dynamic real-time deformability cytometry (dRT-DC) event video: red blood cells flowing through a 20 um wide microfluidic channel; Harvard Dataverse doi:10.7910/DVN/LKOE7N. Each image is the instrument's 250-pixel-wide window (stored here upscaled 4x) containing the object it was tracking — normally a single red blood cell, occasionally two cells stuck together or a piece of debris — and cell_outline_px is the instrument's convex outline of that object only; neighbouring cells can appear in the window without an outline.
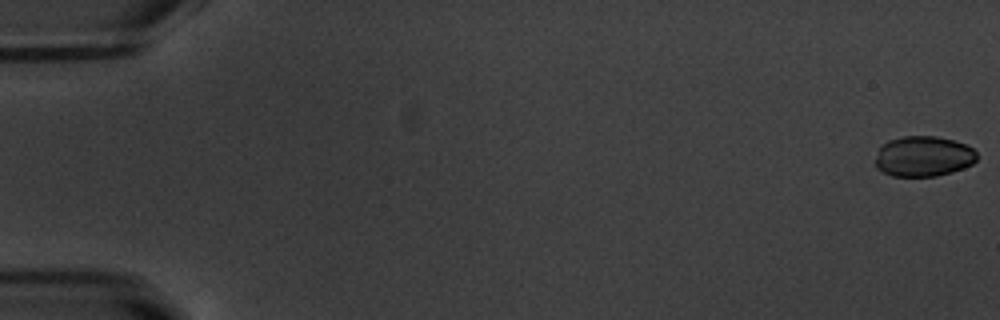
{"species": "common noctule bat (a hibernating species)", "species_latin": "Nyctalus noctula", "temperature_condition": "warm", "stored_images_in_passage": 54, "camera_frame_rate_fps": 3000, "um_per_image_px": 0.085, "animal": {"sex": "male", "body_mass_g": 20.1, "forearm_length_mm": 53.5}, "frame": {"image": 1, "passage_image": 1, "time_ms": 0.0, "image_size_px": [1000, 320], "cell_outline_px": [[976, 160], [972, 164], [964, 168], [952, 172], [936, 176], [892, 176], [876, 168], [876, 156], [880, 148], [888, 140], [904, 136], [936, 136], [952, 140], [964, 144], [972, 148], [976, 152]], "centroid_in_image_um": [78.49, 13.29], "position_along_channel_um": 6.5, "area_um2": 23.81}}
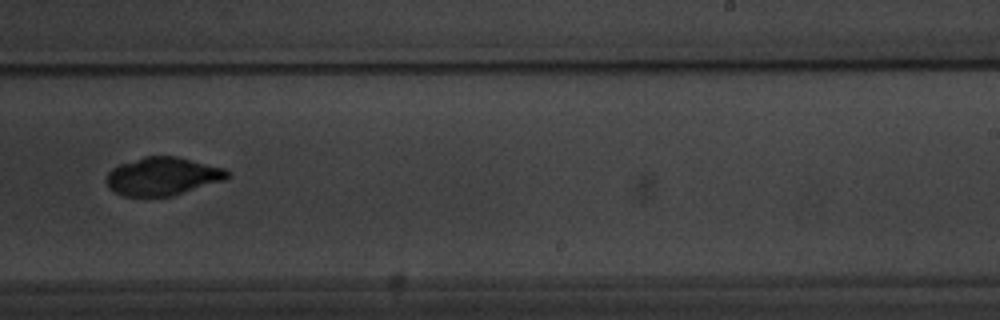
{"frame": {"image": 2, "passage_image": 35, "time_ms": 11.333, "image_size_px": [1000, 320], "cell_outline_px": [[228, 176], [224, 180], [172, 196], [124, 196], [108, 188], [104, 180], [108, 172], [112, 168], [120, 164], [144, 156], [176, 156], [224, 168], [228, 172]], "centroid_in_image_um": [13.77, 14.98], "position_along_channel_um": 275.2, "area_um2": 26.76}}
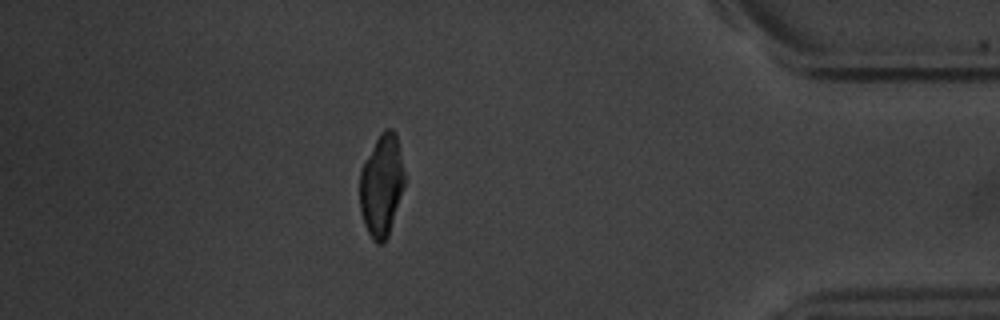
{"frame": {"image": 3, "passage_image": 48, "time_ms": 15.667, "image_size_px": [1000, 320], "cell_outline_px": [[404, 188], [388, 236], [384, 244], [376, 244], [372, 240], [364, 224], [360, 212], [360, 172], [364, 160], [380, 132], [384, 128], [392, 128], [396, 132], [404, 172]], "centroid_in_image_um": [32.43, 15.76], "position_along_channel_um": 402.8, "area_um2": 26.88}, "authors_computed_cell_mechanics": {"area_um2": 26.7903, "velocity_mm_per_s": 3.8008, "shape_relaxation_time_tau1_ms": 3.2395, "shape_relaxation_time_tau2_ms": 2.7247, "deformation_change_tau1": 0.1181, "deformation_change_tau2": 0.0513}}